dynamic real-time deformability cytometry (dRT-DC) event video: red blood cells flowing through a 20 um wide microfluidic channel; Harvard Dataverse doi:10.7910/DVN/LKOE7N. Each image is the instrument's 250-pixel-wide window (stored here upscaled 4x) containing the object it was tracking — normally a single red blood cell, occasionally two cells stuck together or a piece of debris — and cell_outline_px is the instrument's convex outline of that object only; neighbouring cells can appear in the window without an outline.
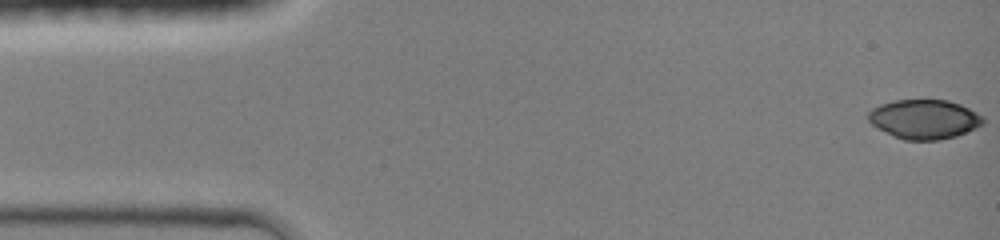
{"species": "common noctule bat (a hibernating species)", "species_latin": "Nyctalus noctula", "temperature_condition": "room temperature", "stored_images_in_passage": 45, "camera_frame_rate_fps": 3000, "um_per_image_px": 0.085, "animal": {"sex": "female", "body_mass_g": 19.0, "forearm_length_mm": 51.5}, "frame": {"image": 1, "passage_image": 1, "time_ms": 0.0, "image_size_px": [1000, 240], "cell_outline_px": [[984, 124], [976, 128], [956, 136], [940, 140], [904, 140], [872, 124], [868, 120], [868, 112], [872, 108], [880, 104], [892, 100], [948, 100], [960, 104], [984, 116]], "centroid_in_image_um": [78.59, 10.12], "position_along_channel_um": 6.4, "area_um2": 26.24}}
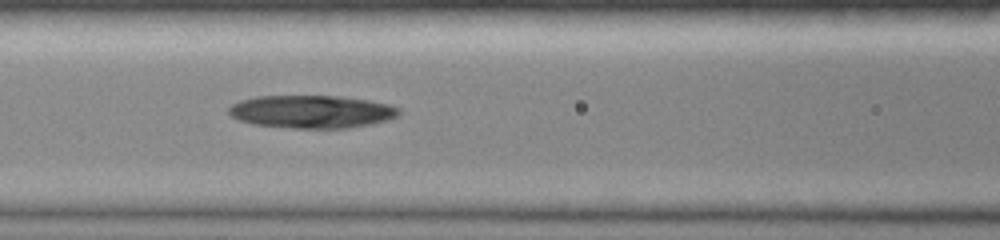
{"frame": {"image": 2, "passage_image": 19, "time_ms": 6.0, "image_size_px": [1000, 240], "cell_outline_px": [[400, 116], [388, 120], [372, 124], [348, 128], [292, 128], [252, 124], [240, 120], [232, 116], [228, 112], [228, 108], [232, 104], [240, 100], [256, 96], [340, 96], [368, 100], [388, 104], [400, 108]], "centroid_in_image_um": [26.52, 9.49], "position_along_channel_um": 140.1, "area_um2": 32.77}}
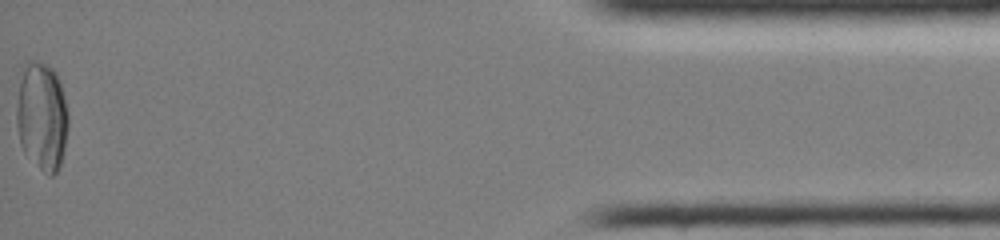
{"frame": {"image": 3, "passage_image": 45, "time_ms": 14.667, "image_size_px": [1000, 240], "cell_outline_px": [[68, 124], [64, 148], [60, 164], [56, 172], [52, 176], [48, 176], [24, 152], [20, 144], [16, 124], [16, 108], [20, 68], [24, 60], [36, 60], [52, 68], [56, 72], [64, 96], [68, 112]], "centroid_in_image_um": [3.52, 9.82], "position_along_channel_um": 431.7, "area_um2": 33.12}}